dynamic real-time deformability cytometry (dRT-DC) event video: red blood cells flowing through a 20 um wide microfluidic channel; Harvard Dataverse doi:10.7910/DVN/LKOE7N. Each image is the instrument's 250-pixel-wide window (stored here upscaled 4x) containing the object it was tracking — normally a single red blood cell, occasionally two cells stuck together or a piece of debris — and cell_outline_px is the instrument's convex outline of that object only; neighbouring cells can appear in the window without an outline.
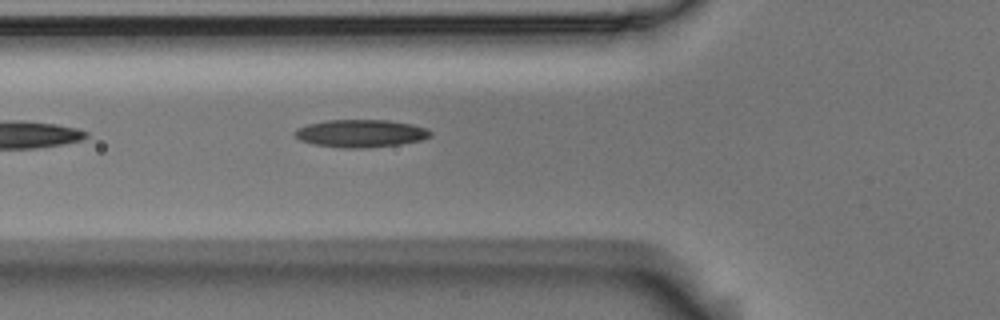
{"species": "Egyptian fruit bat (a non-hibernating species)", "species_latin": "Rousettus aegyptiacus", "temperature_condition": "room temperature", "stored_images_in_passage": 6, "camera_frame_rate_fps": 3000, "um_per_image_px": 0.085, "animal": {"sex": "male"}, "frame": {"image": 1, "passage_image": 6, "time_ms": 1.667, "image_size_px": [1000, 320], "cell_outline_px": [[432, 136], [420, 140], [400, 144], [368, 148], [340, 148], [312, 144], [300, 140], [292, 132], [296, 128], [308, 124], [328, 120], [388, 120], [412, 124], [424, 128], [432, 132]], "centroid_in_image_um": [30.63, 11.34], "position_along_channel_um": 95.2, "area_um2": 21.96}}